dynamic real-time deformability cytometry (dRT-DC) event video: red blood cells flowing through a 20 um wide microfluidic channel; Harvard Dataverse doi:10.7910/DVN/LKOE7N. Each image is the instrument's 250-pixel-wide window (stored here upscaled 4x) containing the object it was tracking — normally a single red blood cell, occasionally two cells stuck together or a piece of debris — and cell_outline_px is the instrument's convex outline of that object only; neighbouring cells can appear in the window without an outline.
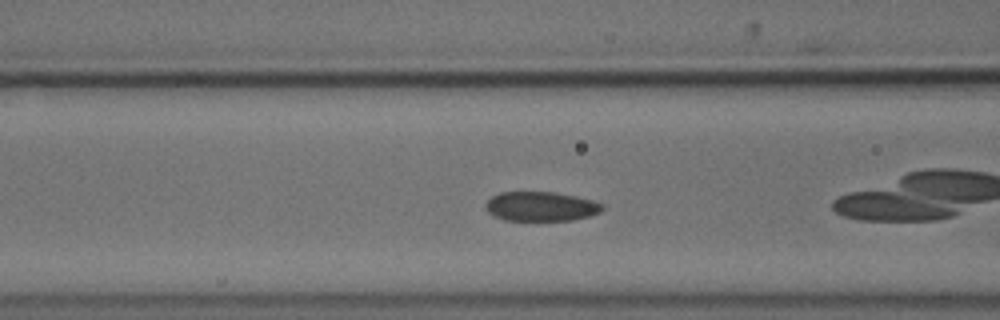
{"species": "common noctule bat (a hibernating species)", "species_latin": "Nyctalus noctula", "temperature_condition": "cold", "stored_images_in_passage": 39, "camera_frame_rate_fps": 3000, "um_per_image_px": 0.085, "animal": {"sex": "male", "body_mass_g": 18.8}, "frame": {"image": 1, "passage_image": 6, "time_ms": 1.667, "image_size_px": [1000, 320], "cell_outline_px": [[604, 208], [600, 212], [588, 216], [572, 220], [504, 220], [492, 216], [484, 208], [484, 204], [492, 196], [500, 192], [556, 192], [576, 196], [592, 200], [604, 204]], "centroid_in_image_um": [45.95, 17.54], "position_along_channel_um": 120.6, "area_um2": 20.17}}
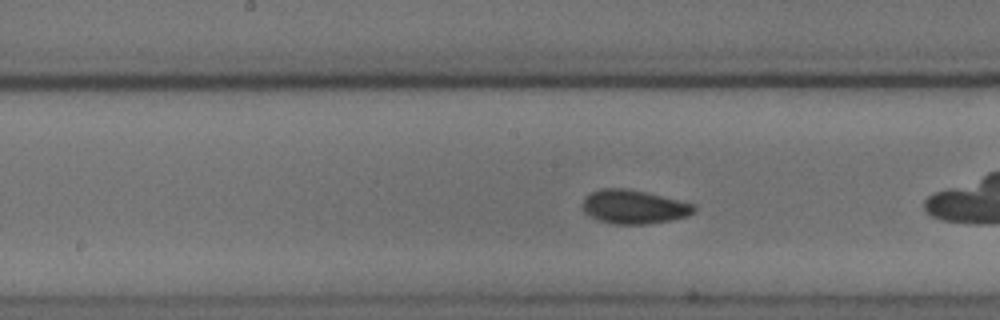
{"frame": {"image": 2, "passage_image": 12, "time_ms": 3.667, "image_size_px": [1000, 320], "cell_outline_px": [[696, 208], [688, 216], [672, 220], [648, 224], [612, 224], [600, 220], [584, 212], [580, 204], [584, 196], [600, 188], [628, 188], [696, 204]], "centroid_in_image_um": [53.85, 17.57], "position_along_channel_um": 194.3, "area_um2": 22.14}, "authors_computed_cell_mechanics": {"area_um2": 20.808, "velocity_mm_per_s": 3.6695, "shape_relaxation_time_tau1_ms": 1.6315, "shape_relaxation_time_tau2_ms": 7.7135, "deformation_change_tau1": 0.0643, "deformation_change_tau2": 0.0691}}